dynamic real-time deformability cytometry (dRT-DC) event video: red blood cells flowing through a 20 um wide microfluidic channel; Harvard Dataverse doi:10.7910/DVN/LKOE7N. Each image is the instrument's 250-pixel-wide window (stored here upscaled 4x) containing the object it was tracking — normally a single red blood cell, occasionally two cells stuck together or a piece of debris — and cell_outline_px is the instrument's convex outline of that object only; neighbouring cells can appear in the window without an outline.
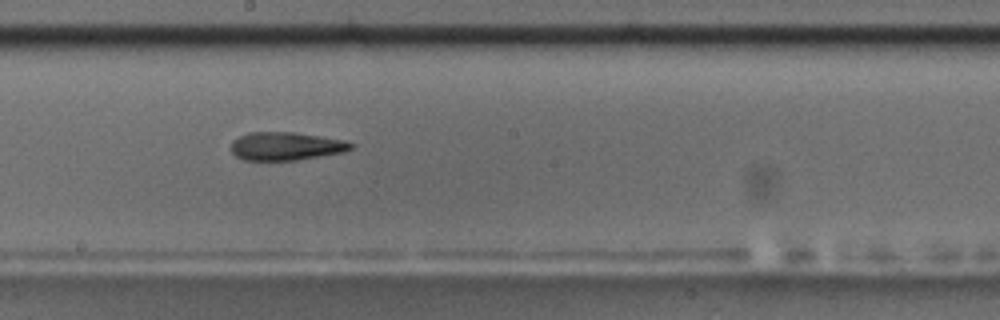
{"species": "common noctule bat (a hibernating species)", "species_latin": "Nyctalus noctula", "temperature_condition": "room temperature", "stored_images_in_passage": 46, "camera_frame_rate_fps": 3000, "um_per_image_px": 0.085, "animal": {"sex": "male", "body_mass_g": 17.5, "forearm_length_mm": 52.3}, "frame": {"image": 1, "passage_image": 27, "time_ms": 8.667, "image_size_px": [1000, 320], "cell_outline_px": [[356, 144], [352, 148], [344, 152], [296, 160], [244, 160], [236, 156], [232, 152], [232, 140], [248, 132], [296, 132], [344, 140]], "centroid_in_image_um": [24.32, 12.42], "position_along_channel_um": 223.9, "area_um2": 19.71}, "authors_computed_cell_mechanics": {"area_um2": 19.7676, "velocity_mm_per_s": 3.7793, "shape_relaxation_time_tau1_ms": 8.801, "shape_relaxation_time_tau2_ms": null, "deformation_change_tau1": 0.2287, "deformation_change_tau2": null}}